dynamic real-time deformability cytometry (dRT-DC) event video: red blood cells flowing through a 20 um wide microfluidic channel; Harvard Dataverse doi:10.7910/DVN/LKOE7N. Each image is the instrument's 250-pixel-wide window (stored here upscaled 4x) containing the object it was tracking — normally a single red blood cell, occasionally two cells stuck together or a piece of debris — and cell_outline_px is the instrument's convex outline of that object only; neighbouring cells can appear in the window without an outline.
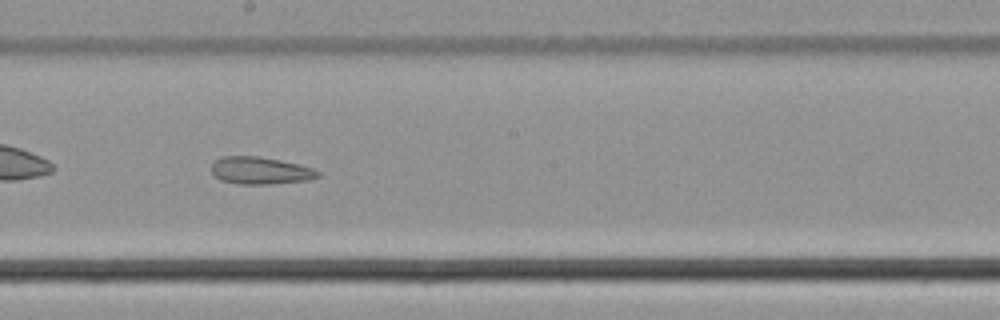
{"species": "common noctule bat (a hibernating species)", "species_latin": "Nyctalus noctula", "temperature_condition": "cold", "stored_images_in_passage": 56, "camera_frame_rate_fps": 3000, "um_per_image_px": 0.085, "animal": {"sex": "male", "body_mass_g": 21.5, "forearm_length_mm": 52.0}, "frame": {"image": 1, "passage_image": 32, "time_ms": 10.333, "image_size_px": [1000, 320], "cell_outline_px": [[320, 176], [308, 180], [272, 184], [240, 184], [220, 180], [212, 176], [212, 164], [220, 156], [256, 156], [280, 160], [300, 164], [312, 168], [320, 172]], "centroid_in_image_um": [22.11, 14.5], "position_along_channel_um": 226.1, "area_um2": 17.05}, "authors_computed_cell_mechanics": {"area_um2": 22.7154, "velocity_mm_per_s": 3.756, "shape_relaxation_time_tau1_ms": null, "shape_relaxation_time_tau2_ms": 4.7861, "deformation_change_tau1": null, "deformation_change_tau2": 0.1282}}